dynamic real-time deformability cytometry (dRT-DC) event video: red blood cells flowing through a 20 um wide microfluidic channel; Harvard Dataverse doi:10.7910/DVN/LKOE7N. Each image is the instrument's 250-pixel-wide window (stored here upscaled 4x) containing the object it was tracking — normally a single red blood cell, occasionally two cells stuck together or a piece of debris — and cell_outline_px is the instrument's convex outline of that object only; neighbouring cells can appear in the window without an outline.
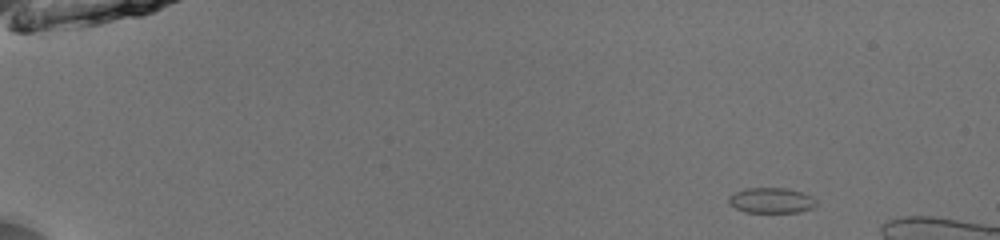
{"species": "common noctule bat (a hibernating species)", "species_latin": "Nyctalus noctula", "temperature_condition": "room temperature", "stored_images_in_passage": 44, "camera_frame_rate_fps": 3000, "um_per_image_px": 0.085, "animal": {"sex": "male", "body_mass_g": 13.0, "forearm_length_mm": 53.1}, "frame": {"image": 1, "passage_image": 1, "time_ms": 0.0, "image_size_px": [1000, 240], "cell_outline_px": [[816, 204], [812, 208], [800, 212], [744, 212], [728, 204], [728, 196], [744, 188], [788, 188], [812, 196], [816, 200]], "centroid_in_image_um": [65.54, 17.03], "position_along_channel_um": 19.5, "area_um2": 13.01}}
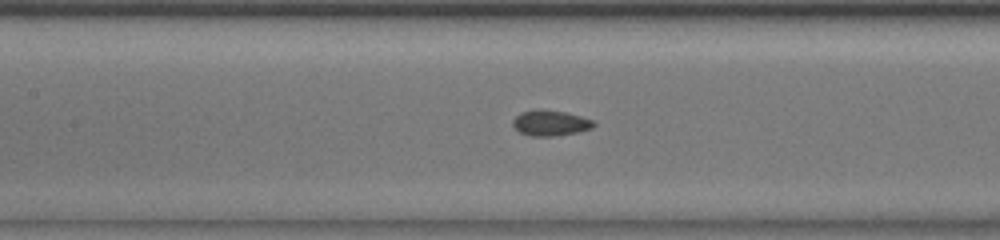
{"frame": {"image": 2, "passage_image": 21, "time_ms": 6.667, "image_size_px": [1000, 240], "cell_outline_px": [[596, 124], [592, 128], [576, 132], [552, 136], [532, 136], [520, 132], [512, 124], [512, 120], [520, 112], [536, 108], [564, 112], [580, 116], [592, 120]], "centroid_in_image_um": [46.75, 10.44], "position_along_channel_um": 160.7, "area_um2": 11.96}}
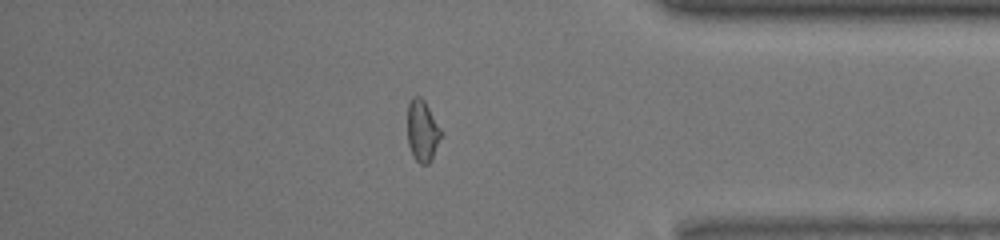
{"frame": {"image": 3, "passage_image": 40, "time_ms": 13.0, "image_size_px": [1000, 240], "cell_outline_px": [[440, 136], [432, 156], [428, 164], [420, 164], [412, 156], [408, 144], [408, 104], [412, 96], [420, 96], [424, 100], [440, 128]], "centroid_in_image_um": [35.86, 11.1], "position_along_channel_um": 399.3, "area_um2": 11.68}}